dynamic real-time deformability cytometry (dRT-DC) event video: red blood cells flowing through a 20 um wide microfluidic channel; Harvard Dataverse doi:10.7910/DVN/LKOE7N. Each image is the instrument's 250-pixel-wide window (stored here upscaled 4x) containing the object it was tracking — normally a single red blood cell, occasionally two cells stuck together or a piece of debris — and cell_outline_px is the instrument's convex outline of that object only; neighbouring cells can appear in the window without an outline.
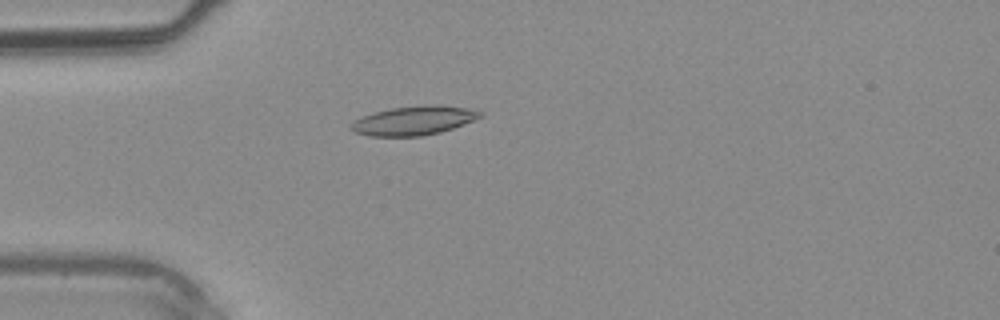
{"species": "common noctule bat (a hibernating species)", "species_latin": "Nyctalus noctula", "temperature_condition": "warm", "stored_images_in_passage": 3, "camera_frame_rate_fps": 3000, "um_per_image_px": 0.085, "animal": {"sex": "male", "body_mass_g": 20.4}, "frame": {"image": 1, "passage_image": 3, "time_ms": 3.667, "image_size_px": [1000, 320], "cell_outline_px": [[484, 116], [452, 128], [440, 132], [420, 136], [368, 136], [356, 132], [348, 128], [352, 120], [360, 116], [372, 112], [392, 108], [432, 104], [472, 108], [484, 112]], "centroid_in_image_um": [35.15, 10.24], "position_along_channel_um": 49.9, "area_um2": 22.08}}